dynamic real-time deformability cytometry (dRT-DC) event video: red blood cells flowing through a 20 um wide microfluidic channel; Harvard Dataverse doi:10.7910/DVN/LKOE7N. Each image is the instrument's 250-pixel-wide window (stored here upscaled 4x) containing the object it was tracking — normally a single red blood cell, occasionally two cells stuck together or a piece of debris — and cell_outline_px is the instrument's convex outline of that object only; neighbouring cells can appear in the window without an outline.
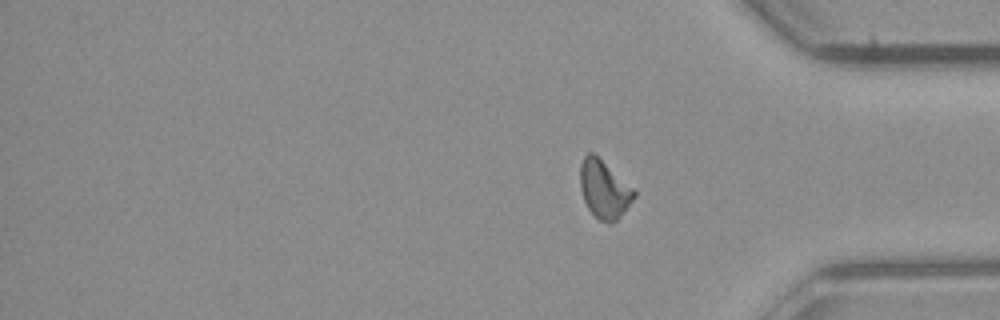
{"species": "common noctule bat (a hibernating species)", "species_latin": "Nyctalus noctula", "temperature_condition": "room temperature", "stored_images_in_passage": 15, "segment_of_instrument_passage": [2, 2], "camera_frame_rate_fps": 3000, "um_per_image_px": 0.085, "animal": {"sex": "male", "body_mass_g": 23.1, "forearm_length_mm": 52.7}, "frame": {"image": 1, "passage_image": 15, "time_ms": 4.667, "image_size_px": [1000, 320], "cell_outline_px": [[636, 196], [620, 216], [616, 220], [608, 224], [600, 220], [588, 208], [584, 200], [580, 188], [580, 164], [584, 156], [588, 152], [592, 152], [632, 188], [636, 192]], "centroid_in_image_um": [51.32, 16.1], "position_along_channel_um": 383.9, "area_um2": 17.74}}